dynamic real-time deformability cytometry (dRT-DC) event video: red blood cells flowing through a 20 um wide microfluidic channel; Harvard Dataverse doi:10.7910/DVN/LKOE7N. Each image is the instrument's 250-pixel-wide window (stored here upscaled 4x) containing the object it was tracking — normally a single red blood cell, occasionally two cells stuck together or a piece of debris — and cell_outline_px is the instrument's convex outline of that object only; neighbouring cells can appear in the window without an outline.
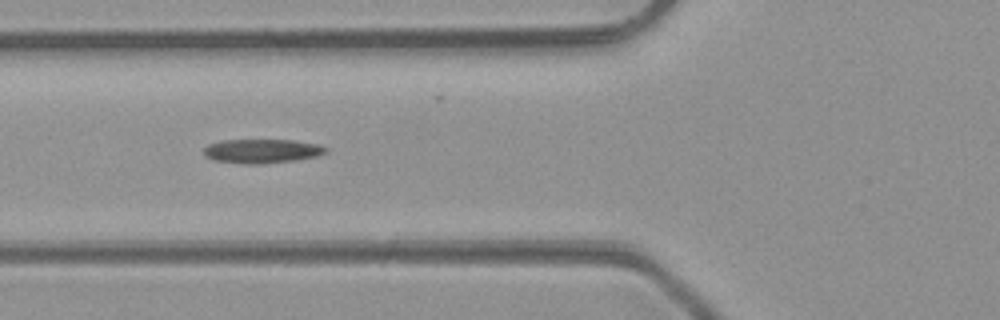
{"species": "common noctule bat (a hibernating species)", "species_latin": "Nyctalus noctula", "temperature_condition": "room temperature", "stored_images_in_passage": 33, "camera_frame_rate_fps": 3000, "um_per_image_px": 0.085, "animal": {"sex": "male", "body_mass_g": 23.1, "forearm_length_mm": 52.7}, "frame": {"image": 1, "passage_image": 4, "time_ms": 1.0, "image_size_px": [1000, 320], "cell_outline_px": [[328, 152], [316, 156], [296, 160], [264, 164], [244, 164], [212, 160], [204, 156], [204, 148], [208, 144], [224, 140], [292, 140], [316, 144], [328, 148]], "centroid_in_image_um": [22.24, 12.85], "position_along_channel_um": 103.6, "area_um2": 17.22}}
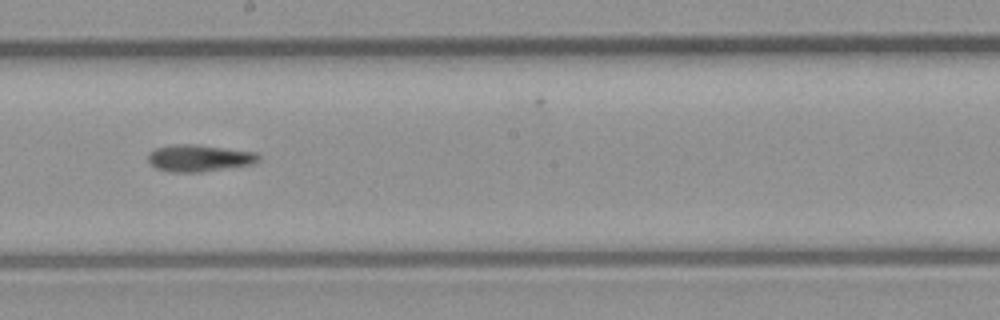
{"frame": {"image": 2, "passage_image": 13, "time_ms": 4.0, "image_size_px": [1000, 320], "cell_outline_px": [[260, 160], [252, 164], [200, 172], [168, 172], [156, 168], [148, 160], [148, 152], [156, 148], [176, 144], [192, 144], [256, 152], [260, 156]], "centroid_in_image_um": [16.91, 13.44], "position_along_channel_um": 231.3, "area_um2": 17.17}}
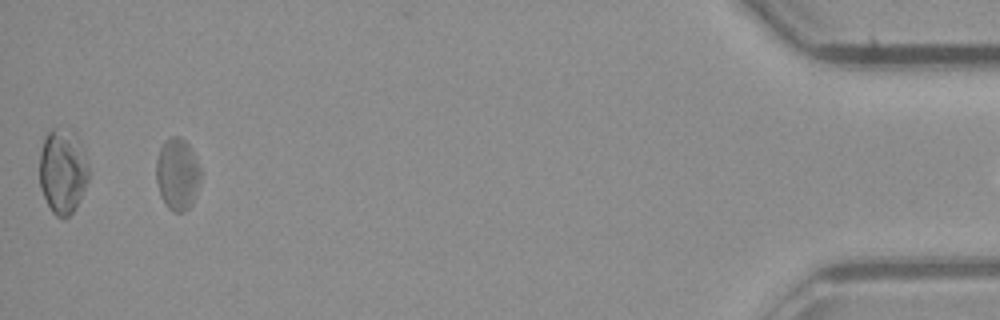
{"frame": {"image": 3, "passage_image": 32, "time_ms": 10.333, "image_size_px": [1000, 320], "cell_outline_px": [[200, 180], [192, 204], [184, 212], [172, 212], [168, 208], [160, 196], [156, 180], [156, 160], [160, 148], [172, 136], [180, 136], [188, 144], [200, 168]], "centroid_in_image_um": [15.06, 14.83], "position_along_channel_um": 420.1, "area_um2": 18.44}}